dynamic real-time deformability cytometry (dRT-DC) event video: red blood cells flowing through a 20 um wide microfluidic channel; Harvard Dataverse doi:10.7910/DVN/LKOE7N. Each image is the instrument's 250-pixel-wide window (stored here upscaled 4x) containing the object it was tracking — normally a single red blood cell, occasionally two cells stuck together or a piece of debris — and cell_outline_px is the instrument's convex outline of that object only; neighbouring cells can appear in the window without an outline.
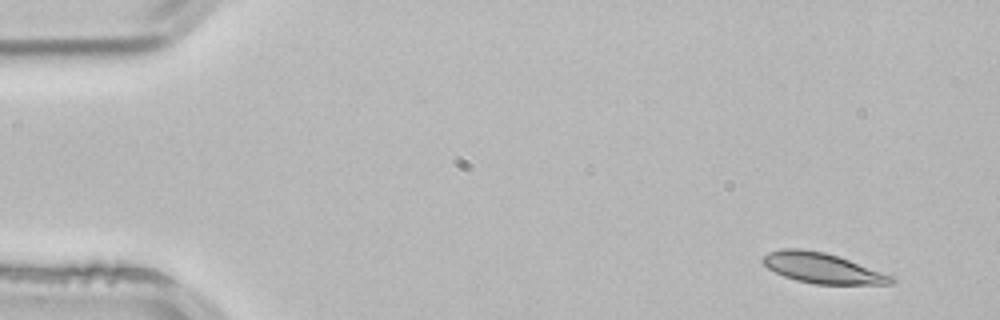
{"species": "common noctule bat (a hibernating species)", "species_latin": "Nyctalus noctula", "temperature_condition": "room temperature", "stored_images_in_passage": 3, "camera_frame_rate_fps": 3000, "um_per_image_px": 0.085, "animal": {"sex": "male", "body_mass_g": 21.5, "forearm_length_mm": 52.0}, "frame": {"image": 1, "passage_image": 1, "time_ms": 0.0, "image_size_px": [1000, 320], "cell_outline_px": [[896, 280], [892, 284], [816, 284], [796, 280], [784, 276], [768, 268], [760, 260], [768, 252], [780, 248], [800, 248], [824, 252], [896, 276]], "centroid_in_image_um": [69.91, 22.79], "position_along_channel_um": 15.1, "area_um2": 22.66}}
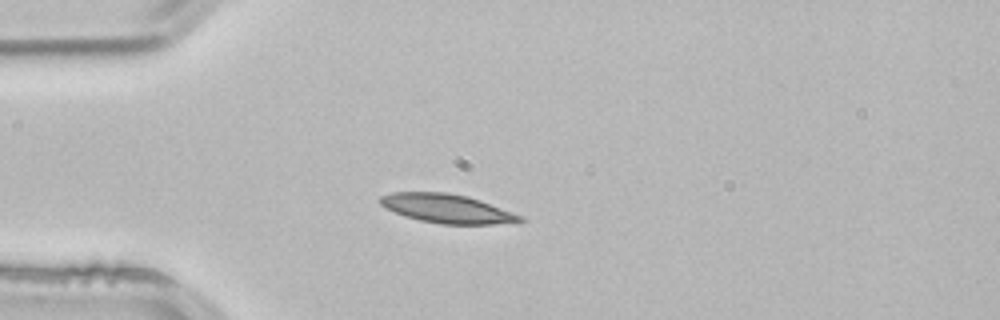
{"frame": {"image": 2, "passage_image": 3, "time_ms": 0.667, "image_size_px": [1000, 320], "cell_outline_px": [[524, 220], [516, 224], [440, 224], [420, 220], [404, 216], [384, 208], [376, 200], [380, 196], [392, 192], [444, 192], [468, 196], [480, 200], [524, 216]], "centroid_in_image_um": [38.0, 17.73], "position_along_channel_um": 47.0, "area_um2": 23.93}}